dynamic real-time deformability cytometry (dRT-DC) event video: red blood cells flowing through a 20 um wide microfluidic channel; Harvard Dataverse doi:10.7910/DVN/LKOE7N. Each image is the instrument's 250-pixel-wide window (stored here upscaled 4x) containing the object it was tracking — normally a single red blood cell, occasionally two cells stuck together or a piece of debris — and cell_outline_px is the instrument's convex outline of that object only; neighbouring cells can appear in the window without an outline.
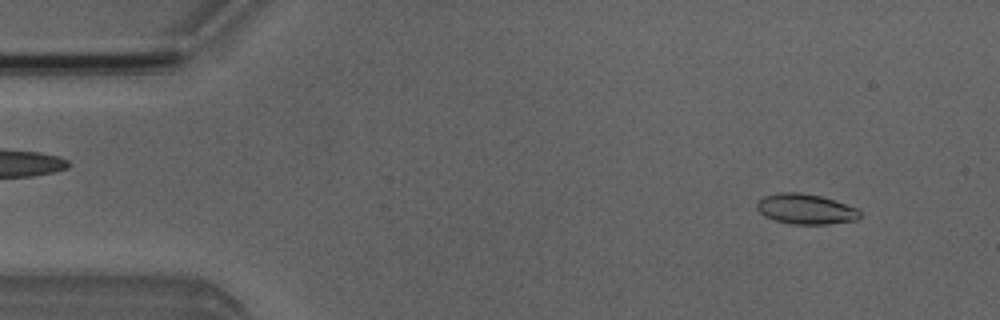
{"species": "Egyptian fruit bat (a non-hibernating species)", "species_latin": "Rousettus aegyptiacus", "temperature_condition": "room temperature", "stored_images_in_passage": 32, "camera_frame_rate_fps": 3000, "um_per_image_px": 0.085, "animal": {"sex": "male"}, "frame": {"image": 1, "passage_image": 2, "time_ms": 0.333, "image_size_px": [1000, 320], "cell_outline_px": [[860, 220], [828, 224], [792, 224], [776, 220], [764, 216], [756, 208], [756, 200], [764, 196], [780, 192], [800, 192], [820, 196], [856, 208], [860, 212]], "centroid_in_image_um": [68.45, 17.77], "position_along_channel_um": 16.5, "area_um2": 18.15}}